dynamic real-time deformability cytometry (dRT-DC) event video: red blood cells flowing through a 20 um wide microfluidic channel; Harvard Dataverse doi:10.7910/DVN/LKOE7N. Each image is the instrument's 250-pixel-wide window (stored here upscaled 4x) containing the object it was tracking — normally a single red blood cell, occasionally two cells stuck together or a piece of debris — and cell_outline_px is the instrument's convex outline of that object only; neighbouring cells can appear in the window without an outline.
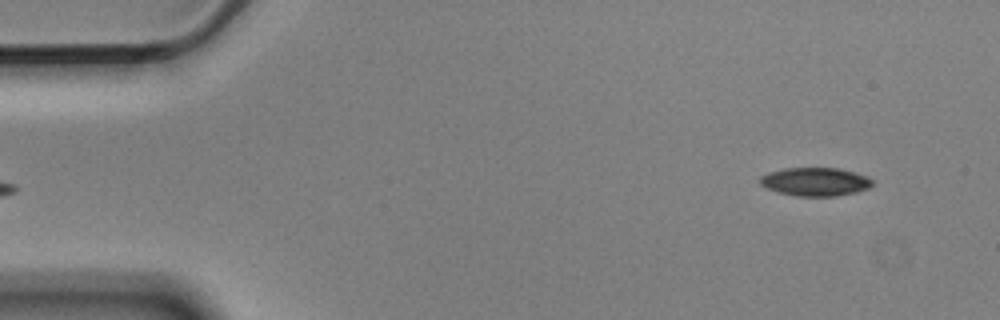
{"species": "Egyptian fruit bat (a non-hibernating species)", "species_latin": "Rousettus aegyptiacus", "temperature_condition": "cold", "stored_images_in_passage": 5, "segment_of_instrument_passage": [2, 2], "camera_frame_rate_fps": 3000, "um_per_image_px": 0.085, "animal": {"sex": "male"}, "frame": {"image": 1, "passage_image": 5, "time_ms": 1.333, "image_size_px": [1000, 320], "cell_outline_px": [[876, 184], [868, 188], [856, 192], [836, 196], [796, 196], [780, 192], [768, 188], [760, 184], [760, 176], [768, 172], [784, 168], [836, 168], [868, 176]], "centroid_in_image_um": [69.32, 15.44], "position_along_channel_um": 15.7, "area_um2": 18.55}}